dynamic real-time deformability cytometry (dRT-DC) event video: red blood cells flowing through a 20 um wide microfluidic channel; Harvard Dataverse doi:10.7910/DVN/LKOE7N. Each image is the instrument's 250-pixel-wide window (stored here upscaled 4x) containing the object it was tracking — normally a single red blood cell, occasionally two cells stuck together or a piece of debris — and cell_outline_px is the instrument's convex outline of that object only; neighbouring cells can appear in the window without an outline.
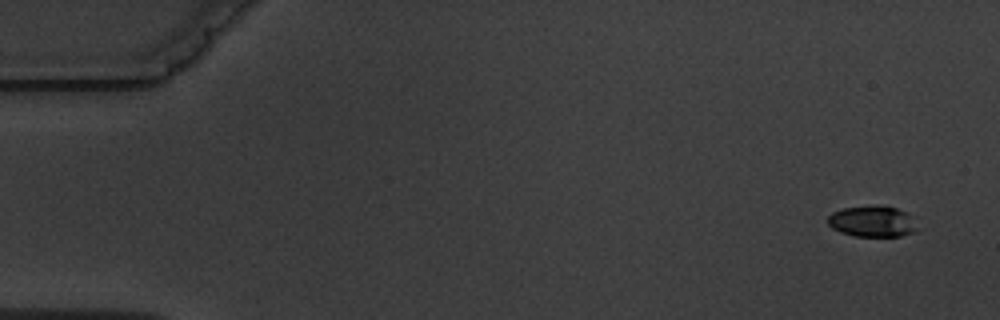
{"species": "common noctule bat (a hibernating species)", "species_latin": "Nyctalus noctula", "temperature_condition": "warm", "stored_images_in_passage": 5, "camera_frame_rate_fps": 3000, "um_per_image_px": 0.085, "animal": {"sex": "male", "body_mass_g": 19.5, "forearm_length_mm": 54.6}, "frame": {"image": 1, "passage_image": 1, "time_ms": 0.0, "image_size_px": [1000, 320], "cell_outline_px": [[924, 228], [900, 236], [852, 236], [840, 232], [832, 228], [828, 224], [828, 216], [832, 212], [844, 208], [896, 208], [904, 212]], "centroid_in_image_um": [74.18, 18.88], "position_along_channel_um": 10.8, "area_um2": 15.72}}
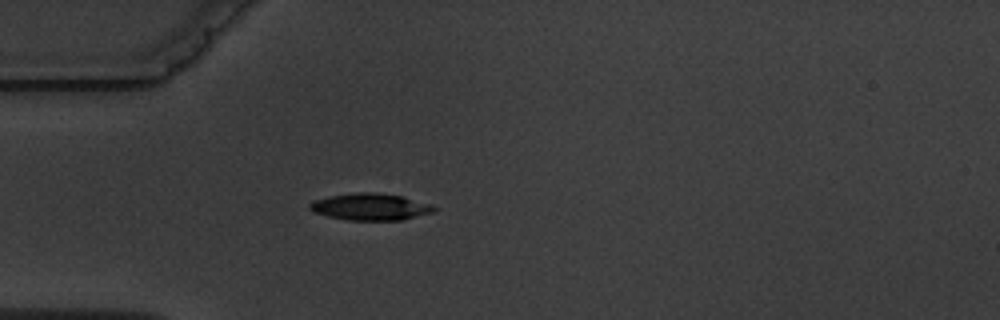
{"frame": {"image": 2, "passage_image": 5, "time_ms": 4.667, "image_size_px": [1000, 320], "cell_outline_px": [[440, 208], [432, 212], [404, 220], [348, 220], [328, 216], [312, 212], [308, 208], [308, 204], [312, 200], [328, 196], [356, 192], [376, 192], [404, 196], [432, 204]], "centroid_in_image_um": [31.49, 17.57], "position_along_channel_um": 53.5, "area_um2": 19.83}}